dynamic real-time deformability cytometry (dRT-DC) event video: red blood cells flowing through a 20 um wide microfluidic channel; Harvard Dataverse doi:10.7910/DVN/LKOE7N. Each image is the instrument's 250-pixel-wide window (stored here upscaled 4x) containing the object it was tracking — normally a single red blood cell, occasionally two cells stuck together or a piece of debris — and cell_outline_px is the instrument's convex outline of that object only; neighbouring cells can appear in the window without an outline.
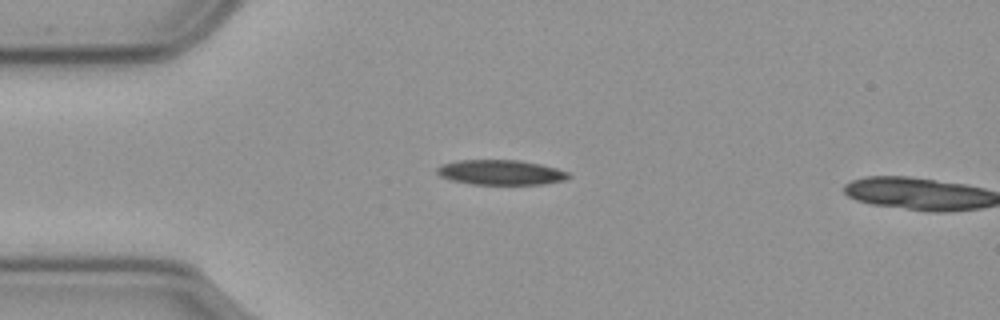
{"species": "common noctule bat (a hibernating species)", "species_latin": "Nyctalus noctula", "temperature_condition": "cold", "stored_images_in_passage": 15, "camera_frame_rate_fps": 3000, "um_per_image_px": 0.085, "animal": {"sex": "male", "body_mass_g": 23.1, "forearm_length_mm": 52.7}, "frame": {"image": 1, "passage_image": 13, "time_ms": 4.0, "image_size_px": [1000, 320], "cell_outline_px": [[572, 176], [568, 180], [544, 184], [472, 184], [452, 180], [440, 176], [436, 172], [436, 168], [440, 164], [456, 160], [520, 160], [540, 164], [556, 168], [568, 172]], "centroid_in_image_um": [42.58, 14.65], "position_along_channel_um": 42.4, "area_um2": 19.31}}